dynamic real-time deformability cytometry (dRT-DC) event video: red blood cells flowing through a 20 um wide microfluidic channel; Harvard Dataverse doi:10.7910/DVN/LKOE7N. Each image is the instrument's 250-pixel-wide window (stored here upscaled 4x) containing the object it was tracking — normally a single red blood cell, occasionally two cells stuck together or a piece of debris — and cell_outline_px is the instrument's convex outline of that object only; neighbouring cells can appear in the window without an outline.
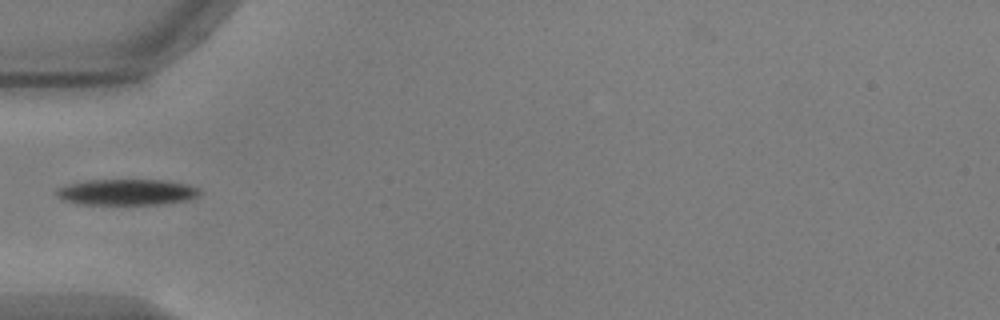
{"species": "common noctule bat (a hibernating species)", "species_latin": "Nyctalus noctula", "temperature_condition": "warm", "stored_images_in_passage": 37, "camera_frame_rate_fps": 3000, "um_per_image_px": 0.085, "animal": {"sex": "male", "body_mass_g": 17.9, "forearm_length_mm": 54.2}, "frame": {"image": 1, "passage_image": 1, "time_ms": 0.0, "image_size_px": [1000, 320], "cell_outline_px": [[200, 192], [196, 196], [188, 200], [160, 204], [76, 204], [64, 200], [56, 196], [52, 192], [56, 188], [64, 184], [84, 180], [160, 180], [188, 184], [196, 188]], "centroid_in_image_um": [10.65, 16.32], "position_along_channel_um": 74.4, "area_um2": 21.85}}
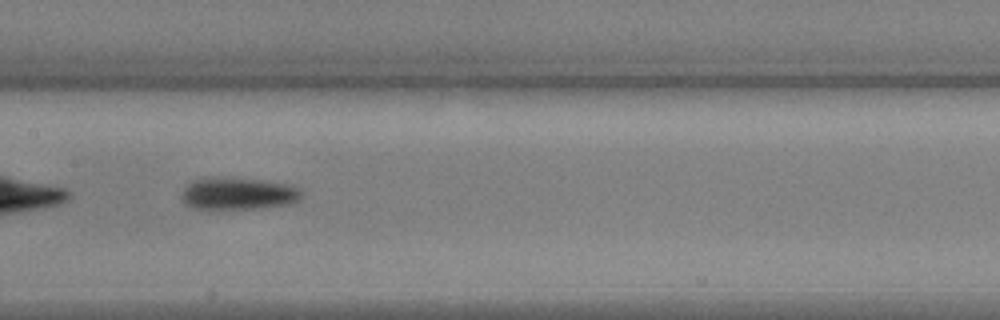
{"frame": {"image": 2, "passage_image": 10, "time_ms": 3.0, "image_size_px": [1000, 320], "cell_outline_px": [[304, 196], [300, 200], [292, 204], [232, 212], [196, 208], [188, 204], [180, 196], [184, 188], [192, 180], [204, 176], [220, 176], [260, 180], [284, 184], [296, 188]], "centroid_in_image_um": [20.2, 16.49], "position_along_channel_um": 187.2, "area_um2": 23.47}}
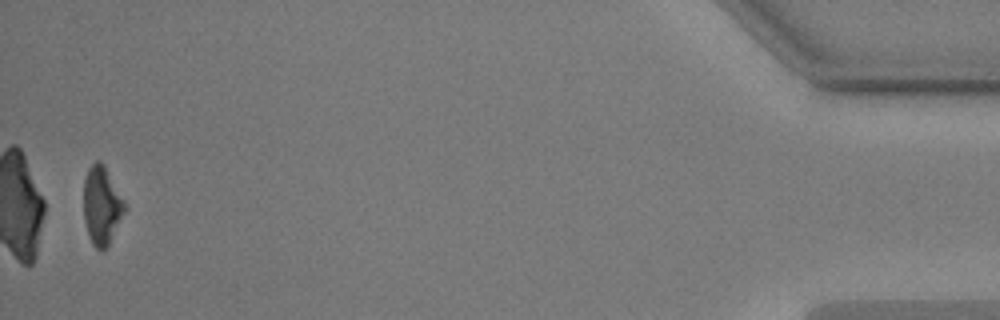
{"frame": {"image": 3, "passage_image": 36, "time_ms": 11.667, "image_size_px": [1000, 320], "cell_outline_px": [[124, 212], [108, 244], [104, 248], [96, 248], [92, 244], [88, 236], [84, 220], [84, 180], [88, 168], [96, 160], [100, 160], [104, 164], [124, 200]], "centroid_in_image_um": [8.62, 17.42], "position_along_channel_um": 426.6, "area_um2": 18.32}}